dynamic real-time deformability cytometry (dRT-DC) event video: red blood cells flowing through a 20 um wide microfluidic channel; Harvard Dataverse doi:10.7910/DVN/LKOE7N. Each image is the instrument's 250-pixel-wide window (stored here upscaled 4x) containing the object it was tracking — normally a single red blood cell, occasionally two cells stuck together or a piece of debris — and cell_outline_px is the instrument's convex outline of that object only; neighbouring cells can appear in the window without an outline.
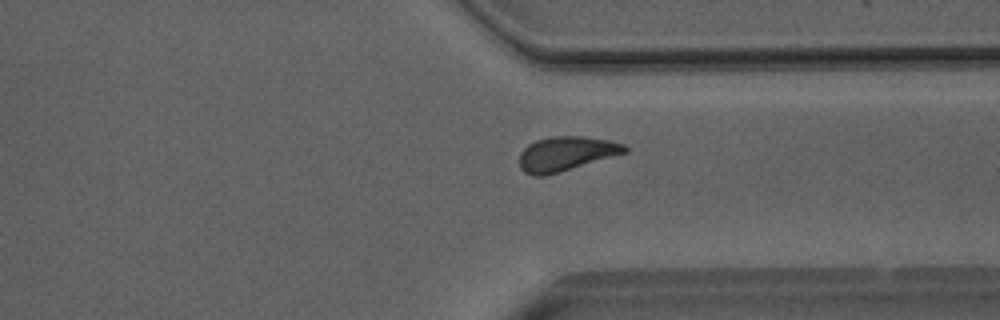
{"species": "Egyptian fruit bat (a non-hibernating species)", "species_latin": "Rousettus aegyptiacus", "temperature_condition": "room temperature", "stored_images_in_passage": 42, "camera_frame_rate_fps": 3000, "um_per_image_px": 0.085, "animal": {"sex": "male"}, "frame": {"image": 1, "passage_image": 30, "time_ms": 9.667, "image_size_px": [1000, 320], "cell_outline_px": [[628, 152], [560, 172], [544, 176], [532, 176], [524, 172], [520, 168], [520, 152], [528, 144], [536, 140], [552, 136], [584, 136], [608, 140], [624, 144], [628, 148]], "centroid_in_image_um": [48.11, 13.07], "position_along_channel_um": 363.3, "area_um2": 21.21}}
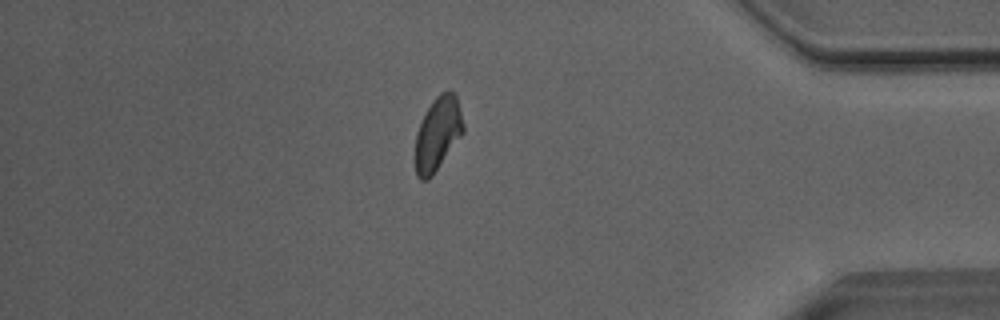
{"frame": {"image": 2, "passage_image": 35, "time_ms": 11.333, "image_size_px": [1000, 320], "cell_outline_px": [[464, 132], [432, 176], [428, 180], [420, 180], [416, 176], [416, 132], [432, 100], [440, 92], [452, 92], [456, 96], [464, 124]], "centroid_in_image_um": [37.21, 11.38], "position_along_channel_um": 398.0, "area_um2": 20.29}}
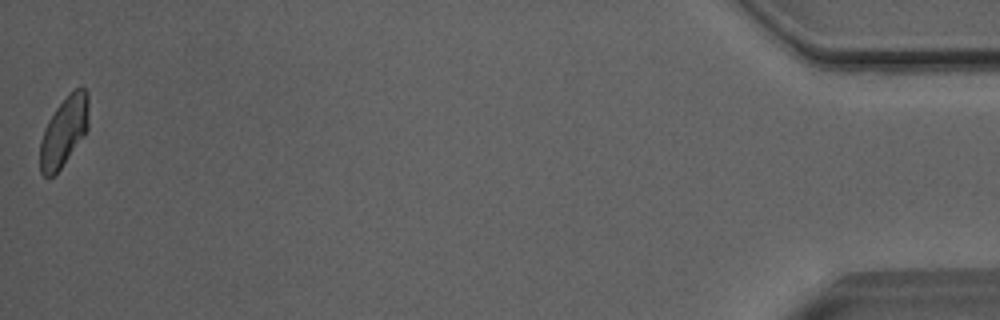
{"frame": {"image": 3, "passage_image": 42, "time_ms": 13.667, "image_size_px": [1000, 320], "cell_outline_px": [[88, 128], [84, 136], [60, 168], [48, 180], [40, 172], [40, 140], [44, 128], [48, 120], [56, 108], [80, 84], [88, 92]], "centroid_in_image_um": [5.43, 11.18], "position_along_channel_um": 429.8, "area_um2": 19.65}, "authors_computed_cell_mechanics": {"area_um2": 20.9525, "velocity_mm_per_s": 4.0597, "shape_relaxation_time_tau1_ms": 10.9379, "shape_relaxation_time_tau2_ms": 3.7413, "deformation_change_tau1": 0.1976, "deformation_change_tau2": 0.0909}}